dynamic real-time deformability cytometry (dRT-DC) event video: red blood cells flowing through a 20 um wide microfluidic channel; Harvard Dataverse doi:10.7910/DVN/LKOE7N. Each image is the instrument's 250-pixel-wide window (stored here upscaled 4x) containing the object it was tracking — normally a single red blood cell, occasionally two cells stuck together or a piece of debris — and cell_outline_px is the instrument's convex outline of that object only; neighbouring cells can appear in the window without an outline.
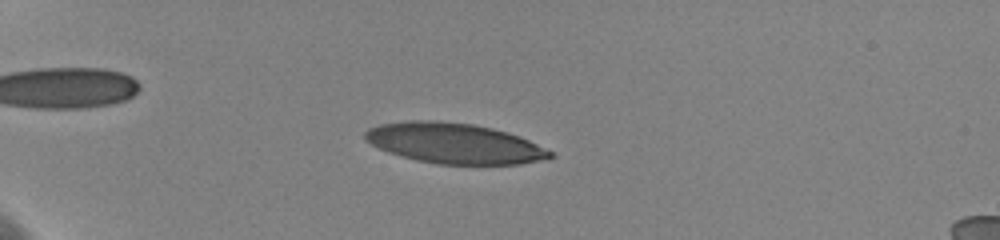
{"species": "human", "species_latin": "Homo sapiens", "temperature_condition": "cold", "stored_images_in_passage": 58, "camera_frame_rate_fps": 3000, "um_per_image_px": 0.085, "donor": {"sex": "female"}, "frame": {"image": 1, "passage_image": 17, "time_ms": 5.333, "image_size_px": [1000, 240], "cell_outline_px": [[556, 156], [520, 164], [436, 164], [416, 160], [388, 152], [364, 140], [364, 132], [368, 128], [380, 124], [412, 120], [432, 120], [472, 124], [492, 128], [508, 132], [520, 136], [552, 152]], "centroid_in_image_um": [38.58, 12.18], "position_along_channel_um": 46.4, "area_um2": 43.35}}
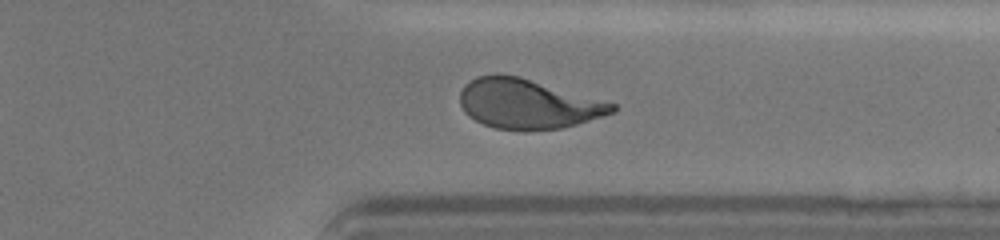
{"frame": {"image": 2, "passage_image": 48, "time_ms": 15.667, "image_size_px": [1000, 240], "cell_outline_px": [[616, 112], [604, 116], [576, 124], [560, 128], [496, 128], [484, 124], [468, 116], [464, 112], [460, 104], [460, 92], [464, 84], [468, 80], [476, 76], [496, 72], [520, 76], [616, 104]], "centroid_in_image_um": [44.82, 8.77], "position_along_channel_um": 366.6, "area_um2": 43.75}}
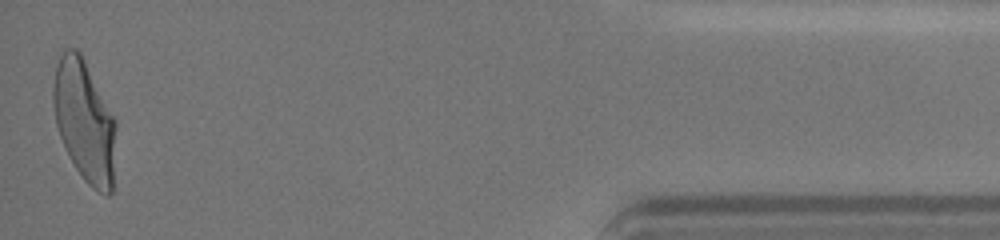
{"frame": {"image": 3, "passage_image": 58, "time_ms": 19.0, "image_size_px": [1000, 240], "cell_outline_px": [[116, 128], [112, 192], [108, 196], [104, 196], [92, 188], [84, 180], [68, 156], [60, 136], [56, 124], [52, 100], [52, 88], [56, 64], [64, 48], [76, 48], [80, 52], [116, 120]], "centroid_in_image_um": [7.17, 10.3], "position_along_channel_um": 428.0, "area_um2": 44.62}, "authors_computed_cell_mechanics": {"area_um2": 44.1881, "velocity_mm_per_s": 3.5865, "shape_relaxation_time_tau1_ms": 5.7783, "shape_relaxation_time_tau2_ms": 1.0653, "deformation_change_tau1": 0.2227, "deformation_change_tau2": 0.0865}}